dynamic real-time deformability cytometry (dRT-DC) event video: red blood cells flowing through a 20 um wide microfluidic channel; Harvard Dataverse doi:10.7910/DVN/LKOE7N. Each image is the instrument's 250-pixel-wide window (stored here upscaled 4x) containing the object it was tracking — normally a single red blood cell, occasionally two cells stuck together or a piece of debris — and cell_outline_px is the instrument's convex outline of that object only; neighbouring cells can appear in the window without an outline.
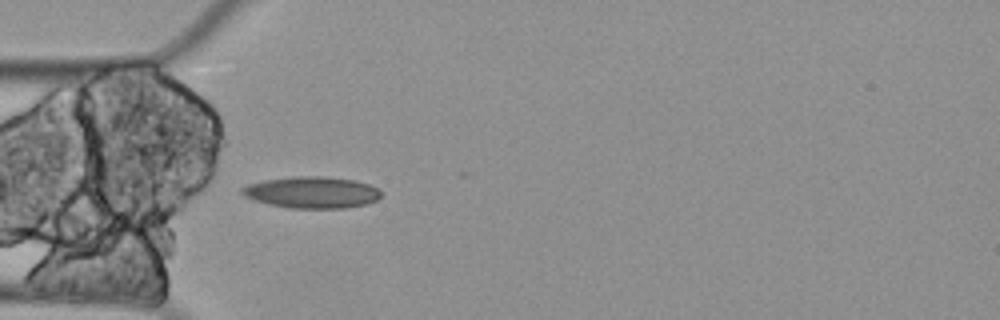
{"species": "Egyptian fruit bat (a non-hibernating species)", "species_latin": "Rousettus aegyptiacus", "temperature_condition": "cold", "stored_images_in_passage": 4, "camera_frame_rate_fps": 3000, "um_per_image_px": 0.085, "animal": {"sex": "female"}, "frame": {"image": 1, "passage_image": 4, "time_ms": 1.0, "image_size_px": [1000, 320], "cell_outline_px": [[380, 196], [376, 200], [364, 204], [344, 208], [288, 208], [268, 204], [244, 196], [240, 192], [240, 188], [248, 184], [264, 180], [292, 176], [324, 176], [352, 180], [368, 184], [376, 188], [380, 192]], "centroid_in_image_um": [26.45, 16.35], "position_along_channel_um": 58.6, "area_um2": 25.43}}